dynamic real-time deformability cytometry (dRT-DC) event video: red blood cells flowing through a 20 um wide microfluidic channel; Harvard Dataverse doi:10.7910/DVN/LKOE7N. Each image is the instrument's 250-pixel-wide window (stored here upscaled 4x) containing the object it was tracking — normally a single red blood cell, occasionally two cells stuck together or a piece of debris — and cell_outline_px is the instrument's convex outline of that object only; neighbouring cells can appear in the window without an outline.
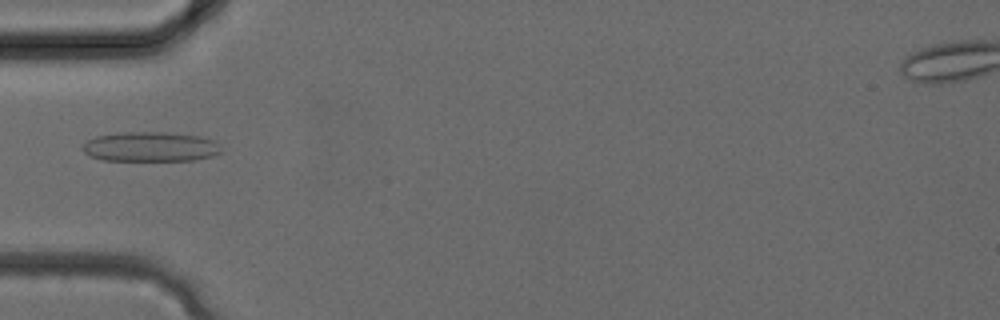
{"species": "common noctule bat (a hibernating species)", "species_latin": "Nyctalus noctula", "temperature_condition": "cold", "stored_images_in_passage": 29, "camera_frame_rate_fps": 3000, "um_per_image_px": 0.085, "animal": {"sex": "female", "body_mass_g": 24.6, "forearm_length_mm": 56.2}, "frame": {"image": 1, "passage_image": 7, "time_ms": 2.0, "image_size_px": [1000, 320], "cell_outline_px": [[220, 152], [212, 156], [192, 160], [104, 160], [92, 156], [84, 152], [80, 148], [88, 140], [96, 136], [120, 132], [168, 132], [200, 136], [212, 140], [220, 148]], "centroid_in_image_um": [12.75, 12.46], "position_along_channel_um": 72.2, "area_um2": 23.81}}
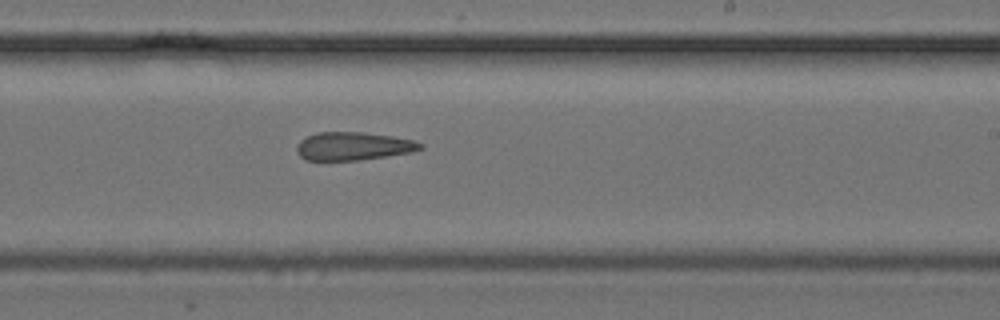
{"frame": {"image": 2, "passage_image": 16, "time_ms": 5.0, "image_size_px": [1000, 320], "cell_outline_px": [[424, 148], [412, 152], [360, 160], [304, 160], [296, 152], [296, 148], [300, 140], [316, 132], [364, 132], [392, 136], [412, 140], [424, 144]], "centroid_in_image_um": [30.02, 12.42], "position_along_channel_um": 259.0, "area_um2": 20.35}}
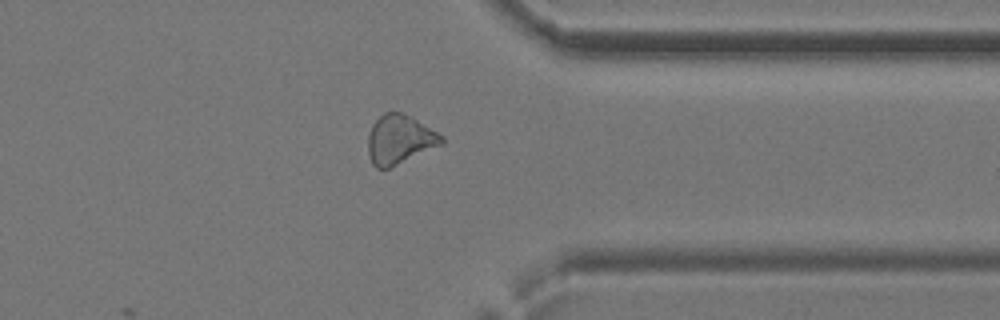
{"frame": {"image": 3, "passage_image": 22, "time_ms": 7.0, "image_size_px": [1000, 320], "cell_outline_px": [[444, 144], [388, 168], [376, 168], [372, 164], [368, 152], [368, 132], [372, 124], [384, 112], [400, 112], [412, 116], [444, 136]], "centroid_in_image_um": [33.98, 11.84], "position_along_channel_um": 377.4, "area_um2": 21.15}}